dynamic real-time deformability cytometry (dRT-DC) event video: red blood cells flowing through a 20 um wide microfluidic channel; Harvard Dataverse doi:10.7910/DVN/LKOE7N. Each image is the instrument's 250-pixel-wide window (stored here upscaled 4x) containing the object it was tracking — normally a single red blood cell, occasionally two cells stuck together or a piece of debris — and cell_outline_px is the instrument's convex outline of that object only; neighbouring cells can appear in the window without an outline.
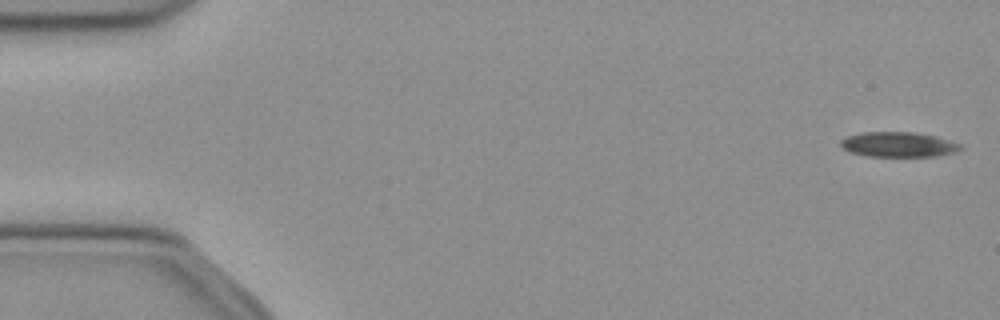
{"species": "common noctule bat (a hibernating species)", "species_latin": "Nyctalus noctula", "temperature_condition": "cold", "stored_images_in_passage": 51, "camera_frame_rate_fps": 3000, "um_per_image_px": 0.085, "animal": {"sex": "female", "body_mass_g": 21.9}, "frame": {"image": 1, "passage_image": 1, "time_ms": 0.0, "image_size_px": [1000, 320], "cell_outline_px": [[964, 148], [956, 152], [936, 156], [864, 156], [848, 152], [840, 144], [840, 140], [844, 136], [860, 132], [912, 132], [932, 136], [960, 144]], "centroid_in_image_um": [76.29, 12.29], "position_along_channel_um": 8.7, "area_um2": 17.46}}
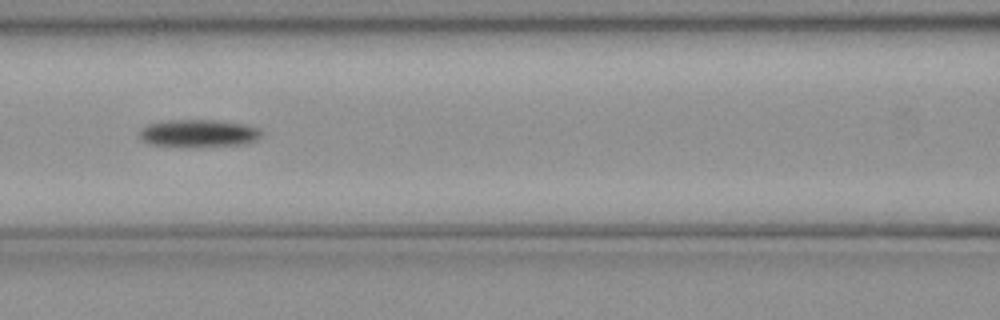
{"frame": {"image": 2, "passage_image": 22, "time_ms": 7.0, "image_size_px": [1000, 320], "cell_outline_px": [[264, 132], [256, 140], [244, 144], [148, 144], [140, 140], [140, 128], [148, 124], [168, 120], [216, 120], [244, 124], [256, 128]], "centroid_in_image_um": [16.86, 11.28], "position_along_channel_um": 149.7, "area_um2": 18.61}}
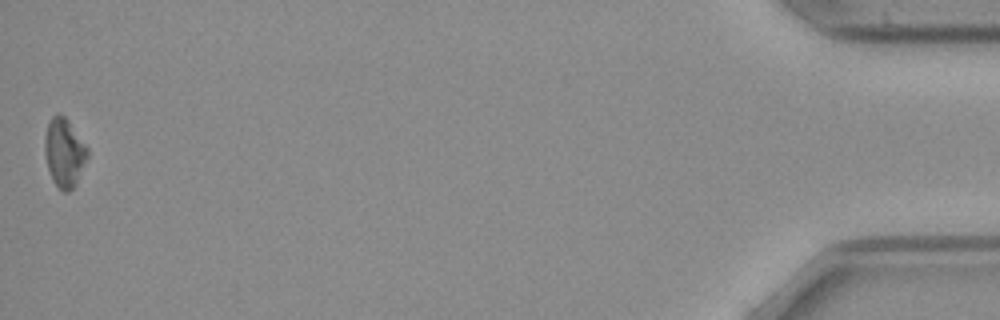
{"frame": {"image": 3, "passage_image": 51, "time_ms": 16.667, "image_size_px": [1000, 320], "cell_outline_px": [[88, 160], [72, 188], [68, 192], [64, 192], [52, 180], [48, 168], [44, 152], [44, 136], [48, 124], [52, 116], [60, 112], [68, 120], [88, 148]], "centroid_in_image_um": [5.46, 12.95], "position_along_channel_um": 429.7, "area_um2": 17.05}, "authors_computed_cell_mechanics": {"area_um2": 18.0336, "velocity_mm_per_s": 3.9446, "shape_relaxation_time_tau1_ms": 3.6667, "shape_relaxation_time_tau2_ms": null, "deformation_change_tau1": 0.0737, "deformation_change_tau2": null}}